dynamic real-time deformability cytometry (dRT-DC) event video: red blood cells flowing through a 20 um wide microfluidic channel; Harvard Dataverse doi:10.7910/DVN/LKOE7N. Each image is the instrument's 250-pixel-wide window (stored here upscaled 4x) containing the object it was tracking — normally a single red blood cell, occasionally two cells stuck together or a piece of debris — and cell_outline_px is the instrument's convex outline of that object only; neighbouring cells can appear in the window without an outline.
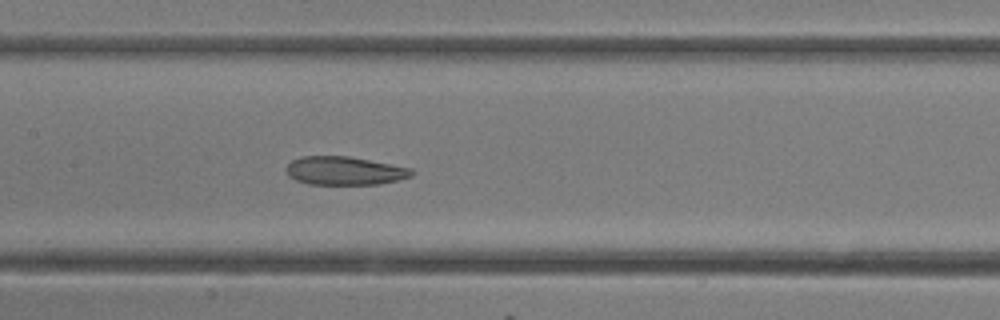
{"species": "common noctule bat (a hibernating species)", "species_latin": "Nyctalus noctula", "temperature_condition": "room temperature", "stored_images_in_passage": 16, "camera_frame_rate_fps": 3000, "um_per_image_px": 0.085, "animal": {"sex": "female"}, "frame": {"image": 1, "passage_image": 14, "time_ms": 4.333, "image_size_px": [1000, 320], "cell_outline_px": [[412, 176], [380, 184], [308, 184], [296, 180], [288, 176], [284, 168], [292, 160], [304, 156], [348, 156], [412, 168]], "centroid_in_image_um": [29.25, 14.51], "position_along_channel_um": 178.2, "area_um2": 20.69}}
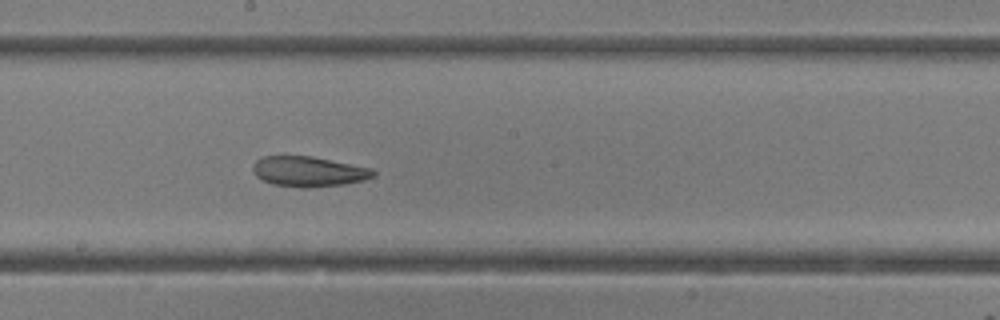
{"frame": {"image": 2, "passage_image": 16, "time_ms": 5.0, "image_size_px": [1000, 320], "cell_outline_px": [[376, 176], [364, 180], [344, 184], [308, 188], [304, 188], [272, 184], [256, 176], [252, 172], [252, 168], [256, 160], [264, 156], [312, 156], [372, 168], [376, 172]], "centroid_in_image_um": [26.25, 14.58], "position_along_channel_um": 222.0, "area_um2": 21.27}}